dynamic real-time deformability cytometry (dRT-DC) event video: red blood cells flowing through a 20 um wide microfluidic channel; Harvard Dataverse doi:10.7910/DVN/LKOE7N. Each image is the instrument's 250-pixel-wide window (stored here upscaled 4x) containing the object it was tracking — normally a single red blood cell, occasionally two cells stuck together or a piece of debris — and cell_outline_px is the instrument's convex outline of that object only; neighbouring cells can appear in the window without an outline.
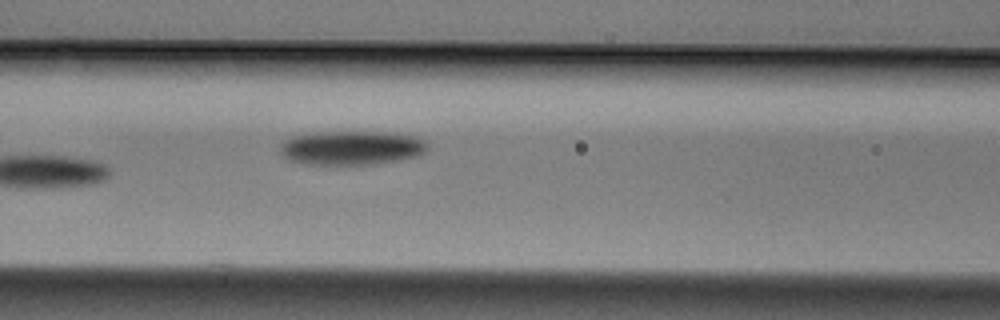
{"species": "Egyptian fruit bat (a non-hibernating species)", "species_latin": "Rousettus aegyptiacus", "temperature_condition": "cold", "stored_images_in_passage": 7, "camera_frame_rate_fps": 3000, "um_per_image_px": 0.085, "animal": {"sex": "male"}, "frame": {"image": 1, "passage_image": 7, "time_ms": 2.0, "image_size_px": [1000, 320], "cell_outline_px": [[428, 148], [420, 156], [372, 164], [308, 164], [292, 160], [284, 156], [280, 152], [280, 144], [284, 140], [292, 136], [316, 132], [392, 132], [416, 136], [424, 140], [428, 144]], "centroid_in_image_um": [29.91, 12.55], "position_along_channel_um": 136.7, "area_um2": 29.3}}